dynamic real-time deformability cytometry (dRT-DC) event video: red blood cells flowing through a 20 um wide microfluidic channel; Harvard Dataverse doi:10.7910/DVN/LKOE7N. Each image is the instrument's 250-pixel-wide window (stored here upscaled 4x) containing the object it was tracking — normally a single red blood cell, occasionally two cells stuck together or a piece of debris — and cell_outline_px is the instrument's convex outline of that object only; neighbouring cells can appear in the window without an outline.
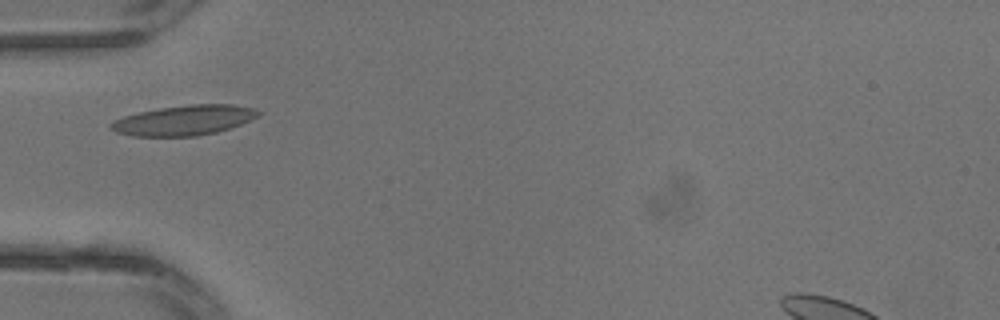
{"species": "common noctule bat (a hibernating species)", "species_latin": "Nyctalus noctula", "temperature_condition": "warm", "stored_images_in_passage": 2, "camera_frame_rate_fps": 3000, "um_per_image_px": 0.085, "animal": {"sex": "male", "body_mass_g": 13.3}, "frame": {"image": 1, "passage_image": 2, "time_ms": 0.333, "image_size_px": [1000, 320], "cell_outline_px": [[264, 112], [240, 124], [216, 132], [196, 136], [132, 136], [116, 132], [108, 128], [108, 124], [112, 120], [124, 116], [140, 112], [160, 108], [188, 104], [232, 104], [252, 108]], "centroid_in_image_um": [15.59, 10.22], "position_along_channel_um": 69.4, "area_um2": 25.72}}